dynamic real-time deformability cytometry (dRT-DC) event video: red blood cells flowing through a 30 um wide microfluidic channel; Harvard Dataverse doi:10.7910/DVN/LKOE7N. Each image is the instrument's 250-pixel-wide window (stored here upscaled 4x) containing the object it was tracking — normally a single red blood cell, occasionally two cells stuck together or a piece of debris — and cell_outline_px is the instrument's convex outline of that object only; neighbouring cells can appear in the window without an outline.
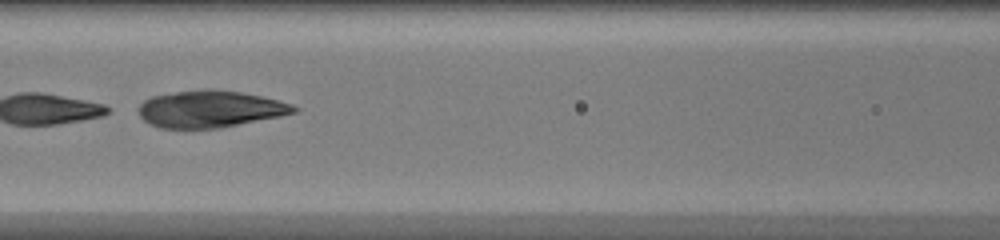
{"species": "common noctule bat (a hibernating species)", "species_latin": "Nyctalus noctula", "temperature_condition": "warm", "stored_images_in_passage": 45, "camera_frame_rate_fps": 3000, "um_per_image_px": 0.085, "animal": {"sex": "female", "body_mass_g": 20.0, "forearm_length_mm": 54.0}, "frame": {"image": 1, "passage_image": 21, "time_ms": 6.667, "image_size_px": [1000, 240], "cell_outline_px": [[300, 108], [296, 112], [280, 116], [220, 128], [160, 128], [148, 124], [140, 116], [140, 104], [144, 100], [152, 96], [176, 92], [204, 88], [208, 88], [240, 92], [260, 96], [292, 104]], "centroid_in_image_um": [17.85, 9.26], "position_along_channel_um": 148.7, "area_um2": 33.29}}